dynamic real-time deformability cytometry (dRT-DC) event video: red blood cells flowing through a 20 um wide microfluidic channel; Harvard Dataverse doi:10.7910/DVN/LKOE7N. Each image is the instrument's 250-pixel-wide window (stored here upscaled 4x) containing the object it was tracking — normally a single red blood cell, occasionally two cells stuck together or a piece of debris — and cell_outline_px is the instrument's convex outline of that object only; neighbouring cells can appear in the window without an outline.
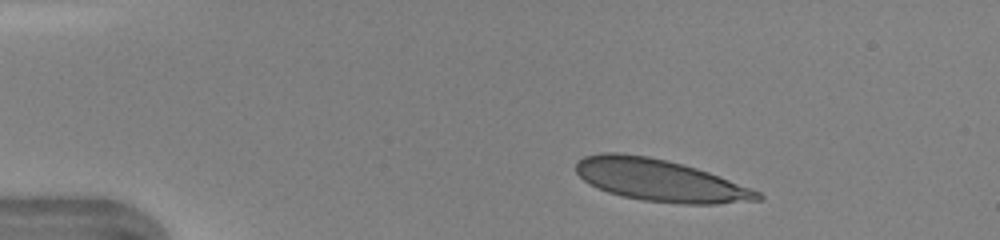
{"species": "human", "species_latin": "Homo sapiens", "temperature_condition": "warm", "stored_images_in_passage": 36, "camera_frame_rate_fps": 3000, "um_per_image_px": 0.085, "donor": {"sex": "female"}, "frame": {"image": 1, "passage_image": 1, "time_ms": 0.0, "image_size_px": [1000, 240], "cell_outline_px": [[764, 200], [716, 204], [684, 204], [644, 200], [620, 196], [608, 192], [584, 180], [576, 172], [576, 160], [584, 156], [600, 152], [616, 152], [648, 156], [668, 160], [696, 168], [720, 176], [760, 192], [764, 196]], "centroid_in_image_um": [56.1, 15.32], "position_along_channel_um": 28.9, "area_um2": 44.45}}
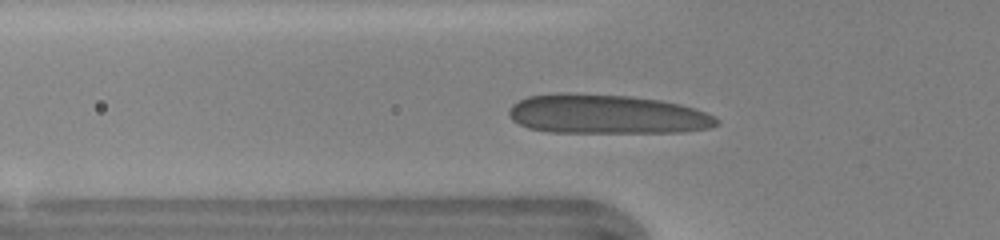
{"frame": {"image": 2, "passage_image": 9, "time_ms": 2.667, "image_size_px": [1000, 240], "cell_outline_px": [[720, 124], [712, 128], [680, 132], [548, 132], [528, 128], [512, 120], [508, 112], [512, 104], [528, 96], [560, 92], [564, 92], [632, 96], [660, 100], [680, 104], [716, 116], [720, 120]], "centroid_in_image_um": [51.58, 9.71], "position_along_channel_um": 74.2, "area_um2": 47.86}}
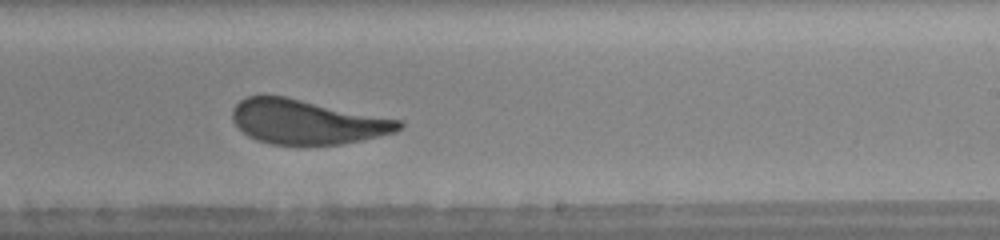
{"frame": {"image": 3, "passage_image": 22, "time_ms": 7.0, "image_size_px": [1000, 240], "cell_outline_px": [[404, 128], [396, 132], [380, 136], [340, 144], [272, 144], [256, 140], [248, 136], [232, 120], [232, 108], [240, 100], [248, 96], [284, 96], [404, 120]], "centroid_in_image_um": [26.14, 10.35], "position_along_channel_um": 262.9, "area_um2": 43.12}, "authors_computed_cell_mechanics": {"area_um2": 44.5927, "velocity_mm_per_s": 4.3466, "shape_relaxation_time_tau1_ms": 3.5736, "shape_relaxation_time_tau2_ms": null, "deformation_change_tau1": 0.1333, "deformation_change_tau2": null}}